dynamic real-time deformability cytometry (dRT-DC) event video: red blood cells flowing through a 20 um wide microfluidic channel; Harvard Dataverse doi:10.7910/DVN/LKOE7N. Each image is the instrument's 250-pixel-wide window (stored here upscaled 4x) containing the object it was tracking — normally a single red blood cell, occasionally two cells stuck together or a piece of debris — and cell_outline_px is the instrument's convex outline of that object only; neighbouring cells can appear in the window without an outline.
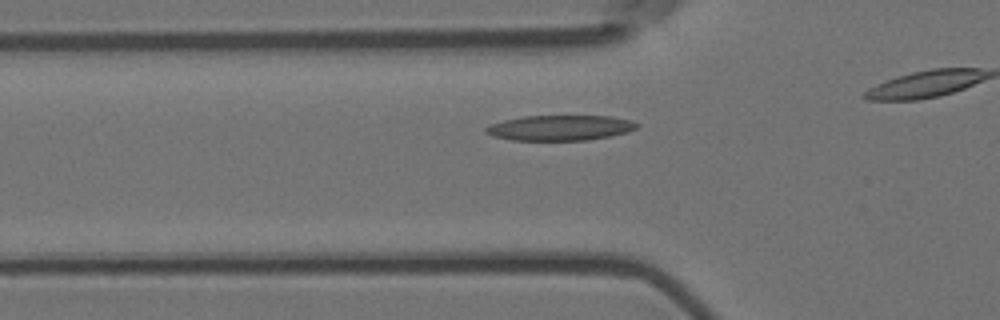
{"species": "Egyptian fruit bat (a non-hibernating species)", "species_latin": "Rousettus aegyptiacus", "temperature_condition": "room temperature", "stored_images_in_passage": 21, "camera_frame_rate_fps": 3000, "um_per_image_px": 0.085, "animal": {"sex": "female"}, "frame": {"image": 1, "passage_image": 9, "time_ms": 2.667, "image_size_px": [1000, 320], "cell_outline_px": [[640, 124], [636, 128], [628, 132], [612, 136], [588, 140], [512, 140], [492, 136], [484, 132], [484, 128], [492, 124], [504, 120], [524, 116], [612, 116], [632, 120]], "centroid_in_image_um": [47.64, 10.86], "position_along_channel_um": 78.2, "area_um2": 22.37}}
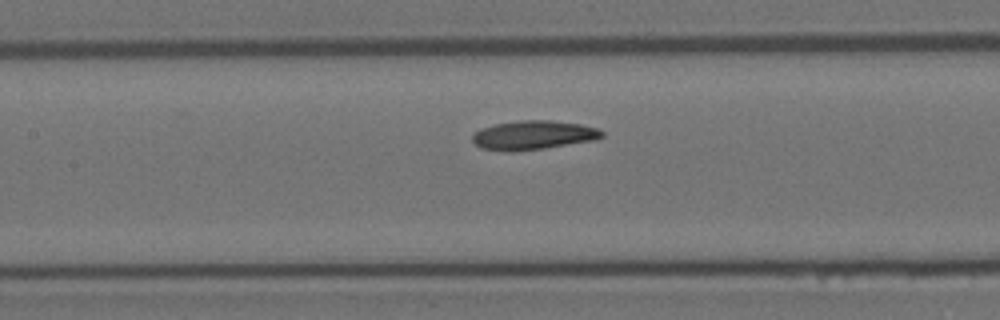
{"frame": {"image": 2, "passage_image": 16, "time_ms": 5.0, "image_size_px": [1000, 320], "cell_outline_px": [[604, 136], [596, 140], [544, 148], [512, 152], [504, 152], [480, 148], [472, 140], [472, 136], [480, 128], [496, 124], [520, 120], [548, 120], [580, 124], [596, 128], [604, 132]], "centroid_in_image_um": [45.32, 11.5], "position_along_channel_um": 162.1, "area_um2": 21.96}}
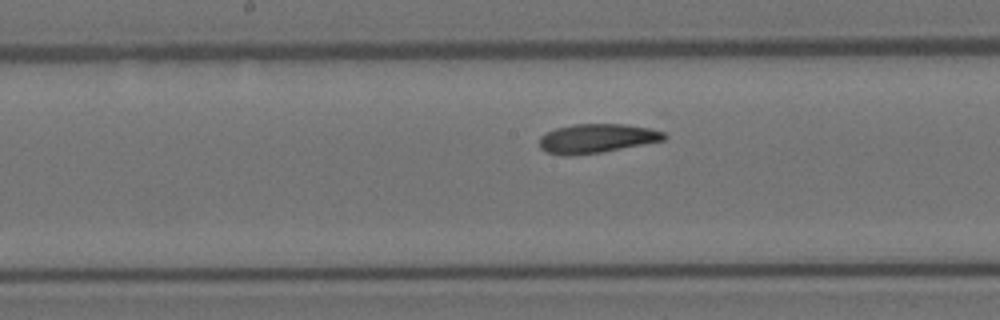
{"frame": {"image": 3, "passage_image": 19, "time_ms": 6.0, "image_size_px": [1000, 320], "cell_outline_px": [[668, 136], [664, 140], [600, 152], [548, 152], [540, 148], [540, 136], [544, 132], [556, 128], [572, 124], [624, 124], [648, 128], [664, 132]], "centroid_in_image_um": [50.77, 11.7], "position_along_channel_um": 197.4, "area_um2": 20.23}}